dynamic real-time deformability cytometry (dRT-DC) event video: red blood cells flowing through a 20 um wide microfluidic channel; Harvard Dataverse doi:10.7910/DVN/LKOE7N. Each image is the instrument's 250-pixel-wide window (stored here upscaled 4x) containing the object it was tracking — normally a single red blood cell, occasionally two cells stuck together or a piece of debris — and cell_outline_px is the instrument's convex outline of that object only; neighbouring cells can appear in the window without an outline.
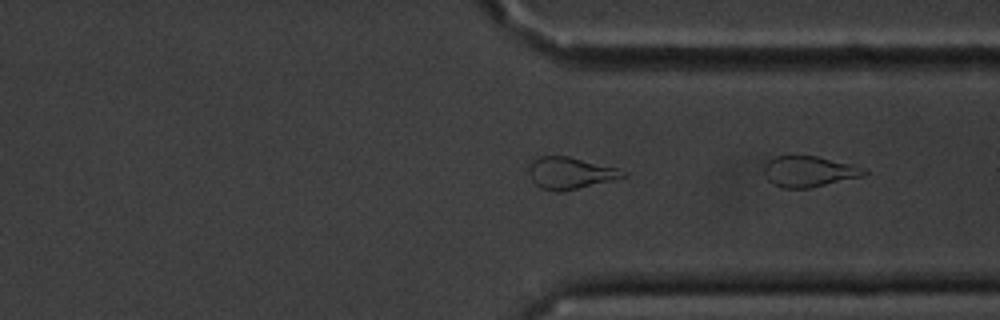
{"species": "common noctule bat (a hibernating species)", "species_latin": "Nyctalus noctula", "temperature_condition": "cold", "stored_images_in_passage": 40, "camera_frame_rate_fps": 3000, "um_per_image_px": 0.085, "animal": {"sex": "male", "body_mass_g": 20.1, "forearm_length_mm": 53.5}, "frame": {"image": 1, "passage_image": 40, "time_ms": 13.0, "image_size_px": [1000, 320], "cell_outline_px": [[868, 172], [864, 176], [808, 188], [784, 188], [772, 184], [764, 176], [764, 164], [768, 160], [776, 156], [816, 156], [864, 168]], "centroid_in_image_um": [68.72, 14.58], "position_along_channel_um": 342.7, "area_um2": 17.8}}